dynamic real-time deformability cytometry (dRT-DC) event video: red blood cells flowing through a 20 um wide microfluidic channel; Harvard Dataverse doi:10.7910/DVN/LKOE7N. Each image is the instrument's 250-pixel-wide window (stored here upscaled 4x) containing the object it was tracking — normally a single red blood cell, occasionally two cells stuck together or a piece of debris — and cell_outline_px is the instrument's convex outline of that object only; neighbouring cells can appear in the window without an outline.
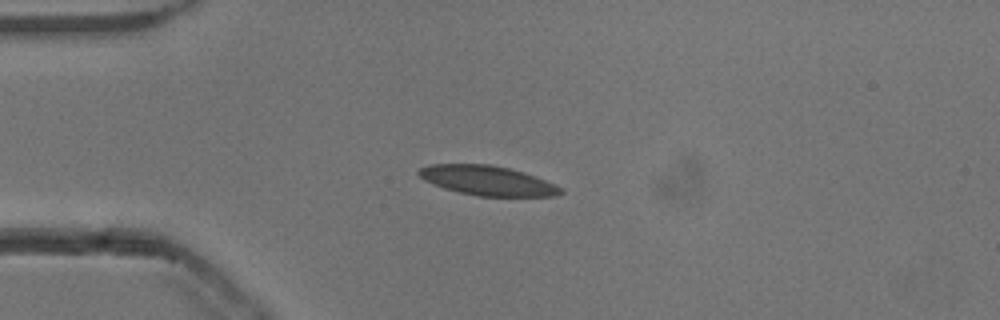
{"species": "common noctule bat (a hibernating species)", "species_latin": "Nyctalus noctula", "temperature_condition": "cold", "stored_images_in_passage": 55, "camera_frame_rate_fps": 3000, "um_per_image_px": 0.085, "animal": {"sex": "male", "body_mass_g": 13.3}, "frame": {"image": 1, "passage_image": 14, "time_ms": 4.333, "image_size_px": [1000, 320], "cell_outline_px": [[564, 192], [556, 196], [476, 196], [444, 188], [424, 180], [416, 172], [420, 168], [428, 164], [492, 164], [524, 172], [536, 176], [556, 184], [564, 188]], "centroid_in_image_um": [41.47, 15.34], "position_along_channel_um": 43.5, "area_um2": 24.62}}
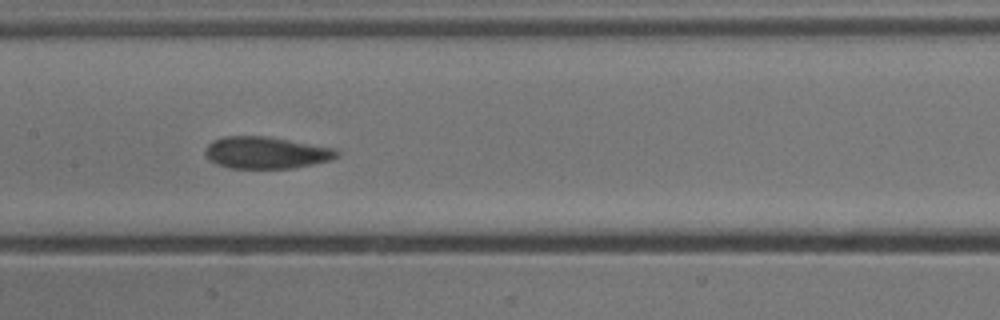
{"frame": {"image": 2, "passage_image": 27, "time_ms": 8.667, "image_size_px": [1000, 320], "cell_outline_px": [[340, 156], [332, 160], [292, 168], [228, 168], [216, 164], [208, 160], [204, 156], [204, 148], [212, 140], [224, 136], [264, 136], [336, 148], [340, 152]], "centroid_in_image_um": [22.59, 12.98], "position_along_channel_um": 184.8, "area_um2": 24.74}}
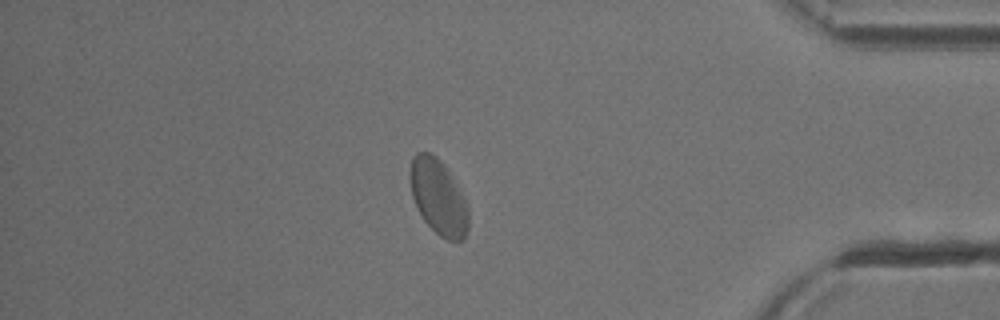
{"frame": {"image": 3, "passage_image": 47, "time_ms": 15.333, "image_size_px": [1000, 320], "cell_outline_px": [[468, 232], [464, 240], [448, 240], [440, 236], [424, 220], [416, 208], [412, 196], [412, 156], [416, 152], [428, 152], [436, 156], [448, 168], [468, 204]], "centroid_in_image_um": [37.31, 16.76], "position_along_channel_um": 397.9, "area_um2": 25.43}, "authors_computed_cell_mechanics": {"area_um2": 24.9118, "velocity_mm_per_s": 3.7522, "shape_relaxation_time_tau1_ms": 3.6189, "shape_relaxation_time_tau2_ms": 0.7502, "deformation_change_tau1": 0.0982, "deformation_change_tau2": 0.0357}}